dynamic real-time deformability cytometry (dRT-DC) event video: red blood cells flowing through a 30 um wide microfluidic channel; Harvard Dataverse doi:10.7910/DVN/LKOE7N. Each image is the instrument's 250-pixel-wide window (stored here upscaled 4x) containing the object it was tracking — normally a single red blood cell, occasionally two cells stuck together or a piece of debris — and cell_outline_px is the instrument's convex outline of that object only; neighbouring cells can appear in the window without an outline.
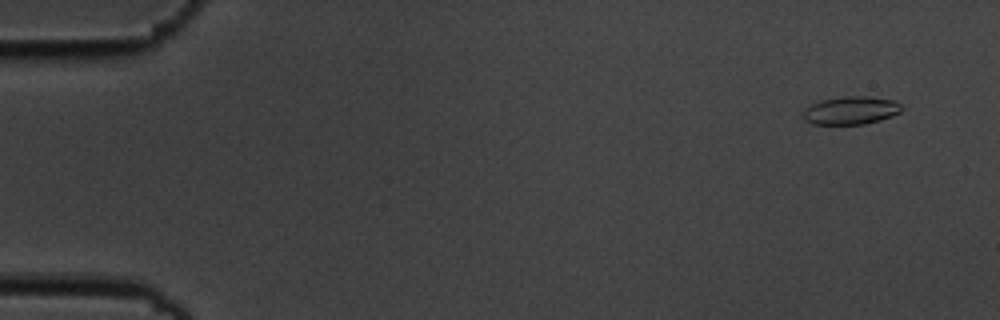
{"species": "common noctule bat (a hibernating species)", "species_latin": "Nyctalus noctula", "temperature_condition": "cold", "stored_images_in_passage": 5, "camera_frame_rate_fps": 3000, "um_per_image_px": 0.085, "animal": {"sex": "male", "body_mass_g": 19.5, "forearm_length_mm": 54.6}, "frame": {"image": 1, "passage_image": 2, "time_ms": 0.333, "image_size_px": [1000, 320], "cell_outline_px": [[904, 108], [900, 112], [892, 116], [880, 120], [864, 124], [812, 124], [804, 120], [804, 108], [820, 100], [844, 96], [868, 96], [892, 100], [900, 104]], "centroid_in_image_um": [72.33, 9.38], "position_along_channel_um": 12.7, "area_um2": 16.13}}
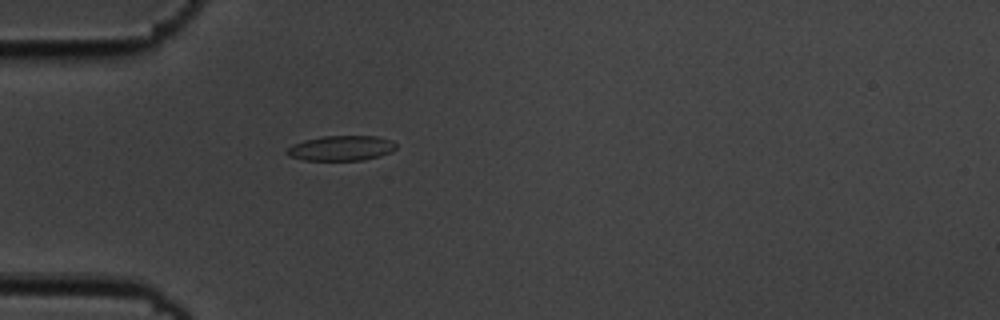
{"frame": {"image": 2, "passage_image": 5, "time_ms": 1.333, "image_size_px": [1000, 320], "cell_outline_px": [[396, 148], [392, 152], [380, 156], [364, 160], [304, 160], [288, 156], [284, 152], [292, 144], [304, 140], [324, 136], [376, 136], [392, 140], [396, 144]], "centroid_in_image_um": [29.0, 12.59], "position_along_channel_um": 56.0, "area_um2": 16.07}}